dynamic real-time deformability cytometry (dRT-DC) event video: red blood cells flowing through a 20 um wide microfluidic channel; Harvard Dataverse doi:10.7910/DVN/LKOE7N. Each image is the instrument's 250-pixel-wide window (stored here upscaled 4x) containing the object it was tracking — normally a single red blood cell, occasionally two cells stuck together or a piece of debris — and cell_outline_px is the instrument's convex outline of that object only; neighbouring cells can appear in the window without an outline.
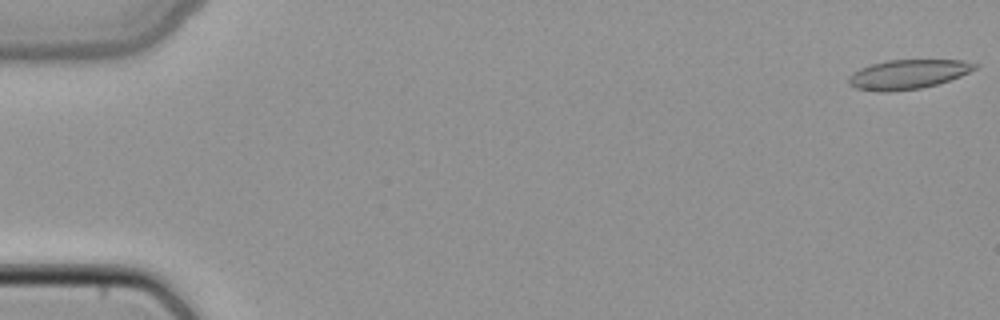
{"species": "common noctule bat (a hibernating species)", "species_latin": "Nyctalus noctula", "temperature_condition": "cold", "stored_images_in_passage": 49, "camera_frame_rate_fps": 3000, "um_per_image_px": 0.085, "animal": {"sex": "female", "body_mass_g": 22.7, "forearm_length_mm": 54.2}, "frame": {"image": 1, "passage_image": 1, "time_ms": 0.0, "image_size_px": [1000, 320], "cell_outline_px": [[980, 64], [976, 68], [960, 76], [936, 84], [920, 88], [888, 92], [876, 92], [856, 88], [848, 84], [848, 76], [852, 72], [860, 68], [872, 64], [888, 60], [964, 60]], "centroid_in_image_um": [77.14, 6.31], "position_along_channel_um": 7.9, "area_um2": 21.62}}
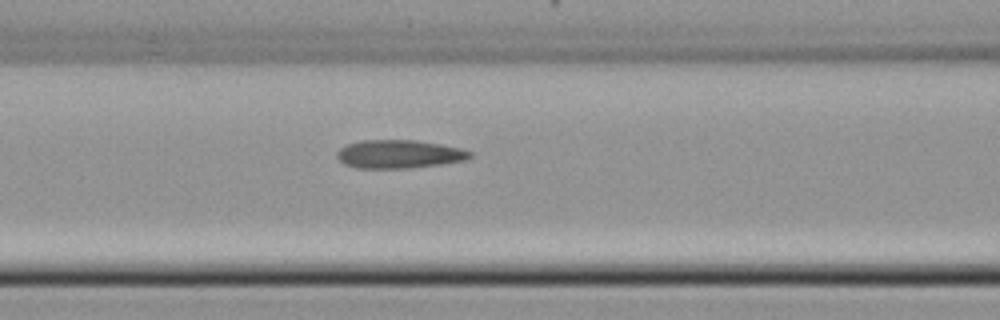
{"frame": {"image": 2, "passage_image": 21, "time_ms": 6.667, "image_size_px": [1000, 320], "cell_outline_px": [[472, 156], [464, 160], [440, 164], [412, 168], [356, 168], [344, 164], [336, 156], [336, 152], [340, 148], [348, 144], [360, 140], [416, 140], [440, 144], [460, 148], [472, 152]], "centroid_in_image_um": [33.89, 13.1], "position_along_channel_um": 132.7, "area_um2": 21.96}}
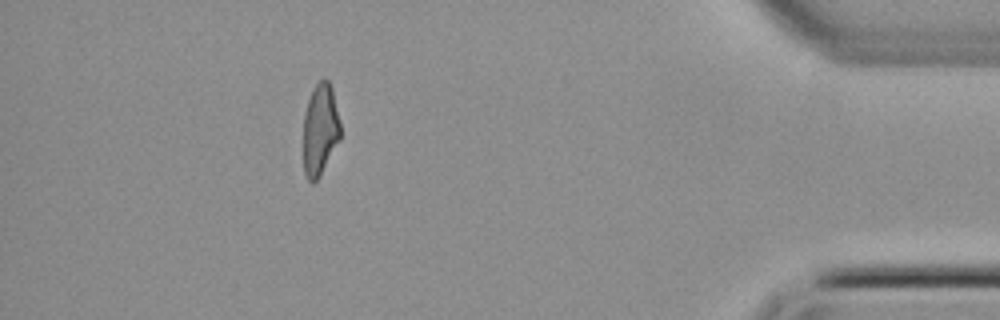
{"frame": {"image": 3, "passage_image": 44, "time_ms": 14.333, "image_size_px": [1000, 320], "cell_outline_px": [[340, 140], [320, 176], [312, 184], [308, 180], [304, 172], [304, 112], [308, 100], [316, 84], [324, 76], [328, 80], [332, 88], [340, 124]], "centroid_in_image_um": [27.21, 11.02], "position_along_channel_um": 408.0, "area_um2": 19.77}}